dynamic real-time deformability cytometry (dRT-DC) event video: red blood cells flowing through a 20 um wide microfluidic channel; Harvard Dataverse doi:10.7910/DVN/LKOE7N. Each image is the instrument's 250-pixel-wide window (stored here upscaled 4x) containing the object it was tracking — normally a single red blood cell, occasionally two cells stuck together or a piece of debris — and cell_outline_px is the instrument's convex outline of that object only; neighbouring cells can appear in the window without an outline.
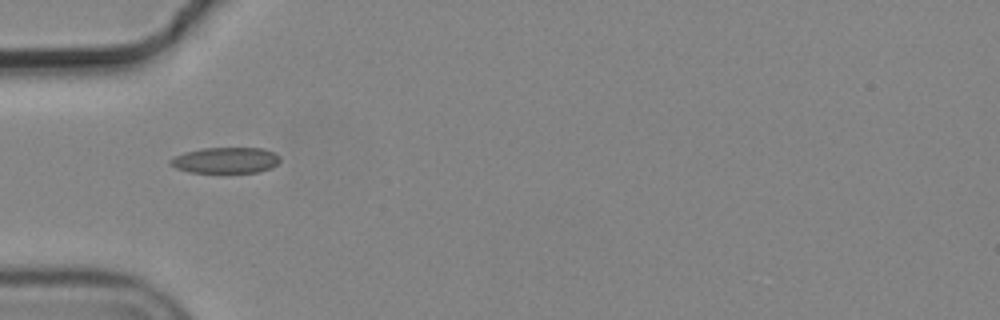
{"species": "common noctule bat (a hibernating species)", "species_latin": "Nyctalus noctula", "temperature_condition": "cold", "stored_images_in_passage": 7, "camera_frame_rate_fps": 3000, "um_per_image_px": 0.085, "animal": {"sex": "male", "body_mass_g": 19.2, "forearm_length_mm": 51.8}, "frame": {"image": 1, "passage_image": 1, "time_ms": 0.0, "image_size_px": [1000, 320], "cell_outline_px": [[280, 160], [272, 168], [260, 172], [224, 176], [188, 172], [176, 168], [168, 164], [168, 160], [184, 152], [200, 148], [264, 148], [280, 156]], "centroid_in_image_um": [19.16, 13.68], "position_along_channel_um": 65.8, "area_um2": 17.69}}
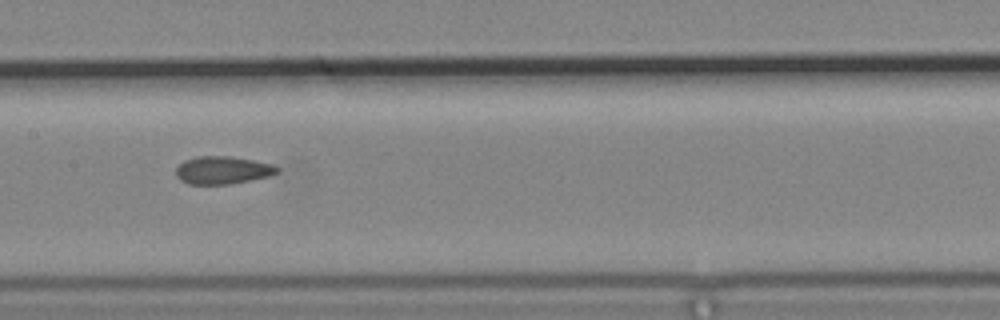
{"frame": {"image": 2, "passage_image": 4, "time_ms": 1.0, "image_size_px": [1000, 320], "cell_outline_px": [[280, 168], [276, 172], [268, 176], [228, 184], [188, 184], [180, 180], [176, 176], [176, 168], [184, 160], [196, 156], [228, 156], [252, 160], [272, 164]], "centroid_in_image_um": [18.87, 14.46], "position_along_channel_um": 188.5, "area_um2": 16.18}}
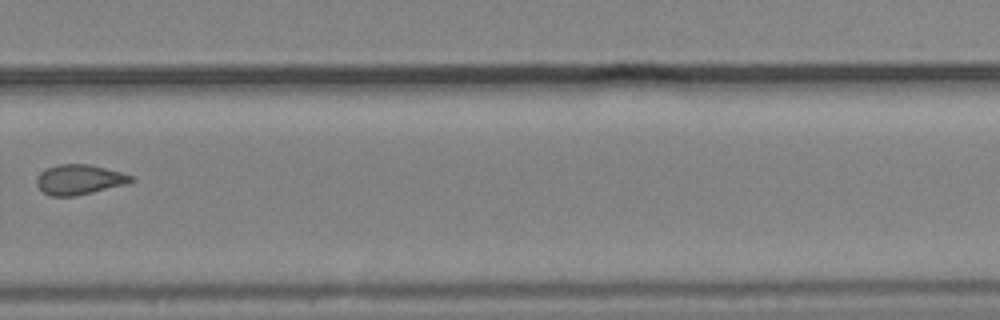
{"frame": {"image": 3, "passage_image": 7, "time_ms": 2.0, "image_size_px": [1000, 320], "cell_outline_px": [[136, 180], [124, 184], [76, 196], [48, 196], [36, 184], [36, 180], [40, 172], [56, 164], [88, 164], [136, 176]], "centroid_in_image_um": [6.74, 15.26], "position_along_channel_um": 323.1, "area_um2": 16.42}}